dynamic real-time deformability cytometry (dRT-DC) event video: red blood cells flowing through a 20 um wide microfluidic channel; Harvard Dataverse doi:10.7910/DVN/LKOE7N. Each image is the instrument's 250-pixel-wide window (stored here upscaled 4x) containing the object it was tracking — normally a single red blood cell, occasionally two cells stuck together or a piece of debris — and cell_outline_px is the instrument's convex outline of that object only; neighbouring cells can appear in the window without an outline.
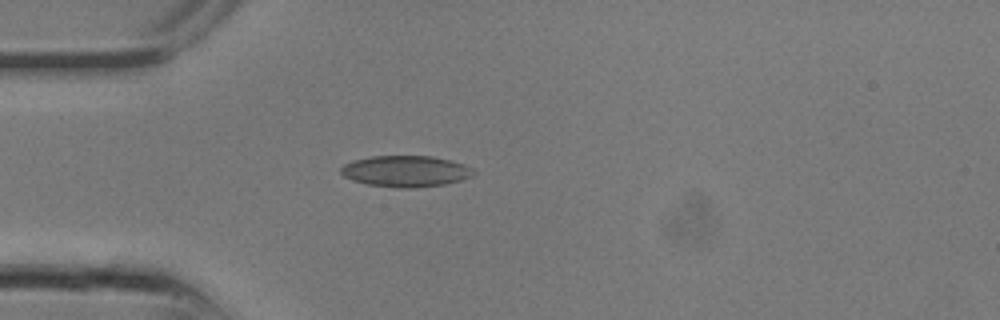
{"species": "common noctule bat (a hibernating species)", "species_latin": "Nyctalus noctula", "temperature_condition": "room temperature", "stored_images_in_passage": 14, "camera_frame_rate_fps": 3000, "um_per_image_px": 0.085, "animal": {"sex": "male", "body_mass_g": 13.3}, "frame": {"image": 1, "passage_image": 4, "time_ms": 1.0, "image_size_px": [1000, 320], "cell_outline_px": [[476, 172], [472, 176], [460, 180], [444, 184], [412, 188], [400, 188], [368, 184], [352, 180], [344, 176], [340, 172], [340, 168], [344, 164], [352, 160], [372, 156], [432, 156], [452, 160], [464, 164], [472, 168]], "centroid_in_image_um": [34.48, 14.54], "position_along_channel_um": 50.5, "area_um2": 24.16}}
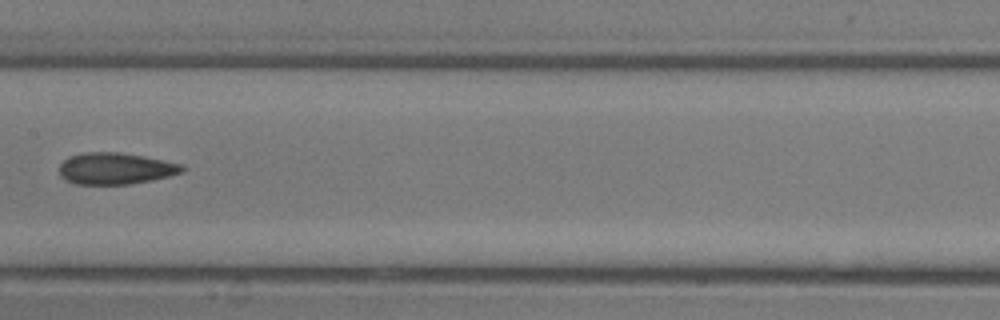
{"frame": {"image": 2, "passage_image": 10, "time_ms": 3.0, "image_size_px": [1000, 320], "cell_outline_px": [[188, 168], [184, 172], [152, 180], [128, 184], [76, 184], [60, 176], [60, 164], [68, 156], [84, 152], [120, 152], [144, 156], [180, 164]], "centroid_in_image_um": [9.83, 14.31], "position_along_channel_um": 197.6, "area_um2": 22.6}}
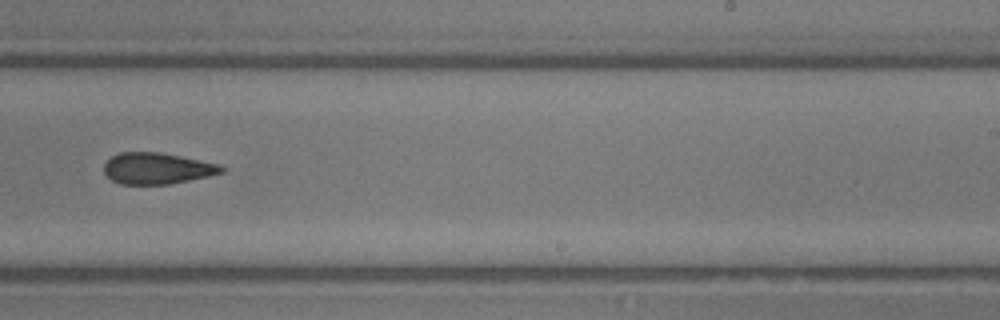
{"frame": {"image": 3, "passage_image": 13, "time_ms": 4.0, "image_size_px": [1000, 320], "cell_outline_px": [[228, 168], [224, 172], [208, 176], [168, 184], [120, 184], [112, 180], [104, 172], [104, 164], [112, 156], [120, 152], [160, 152], [220, 164]], "centroid_in_image_um": [13.37, 14.31], "position_along_channel_um": 275.6, "area_um2": 21.39}}